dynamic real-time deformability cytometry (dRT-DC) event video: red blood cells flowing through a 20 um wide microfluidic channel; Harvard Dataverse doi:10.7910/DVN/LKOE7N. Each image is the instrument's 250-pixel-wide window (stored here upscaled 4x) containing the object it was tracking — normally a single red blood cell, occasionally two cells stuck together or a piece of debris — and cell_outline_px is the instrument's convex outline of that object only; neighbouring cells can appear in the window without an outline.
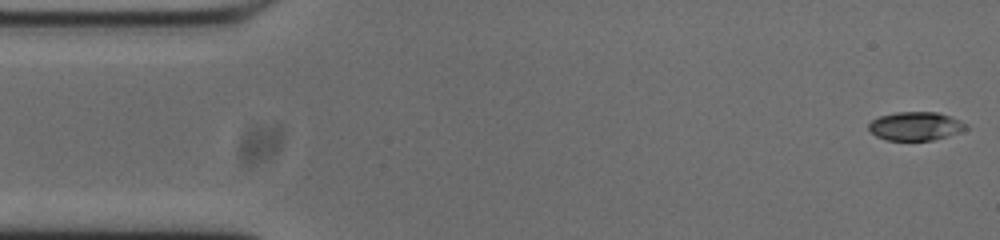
{"species": "common noctule bat (a hibernating species)", "species_latin": "Nyctalus noctula", "temperature_condition": "cold", "stored_images_in_passage": 53, "camera_frame_rate_fps": 3000, "um_per_image_px": 0.085, "animal": {"sex": "male", "body_mass_g": 20.0, "forearm_length_mm": 53.3}, "frame": {"image": 1, "passage_image": 1, "time_ms": 0.0, "image_size_px": [1000, 240], "cell_outline_px": [[968, 128], [960, 132], [932, 140], [888, 140], [876, 136], [868, 128], [868, 124], [872, 120], [880, 116], [896, 112], [936, 112], [952, 116], [968, 124]], "centroid_in_image_um": [77.84, 10.71], "position_along_channel_um": 7.2, "area_um2": 16.18}}
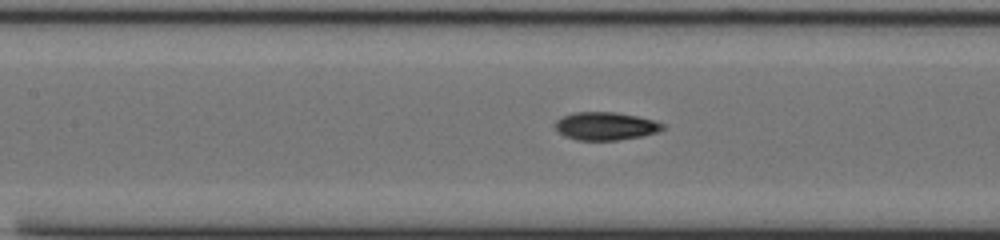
{"frame": {"image": 2, "passage_image": 22, "time_ms": 7.0, "image_size_px": [1000, 240], "cell_outline_px": [[664, 128], [660, 132], [640, 136], [616, 140], [576, 140], [564, 136], [556, 128], [556, 120], [560, 116], [572, 112], [616, 112], [636, 116], [652, 120], [664, 124]], "centroid_in_image_um": [51.45, 10.71], "position_along_channel_um": 155.9, "area_um2": 17.51}}
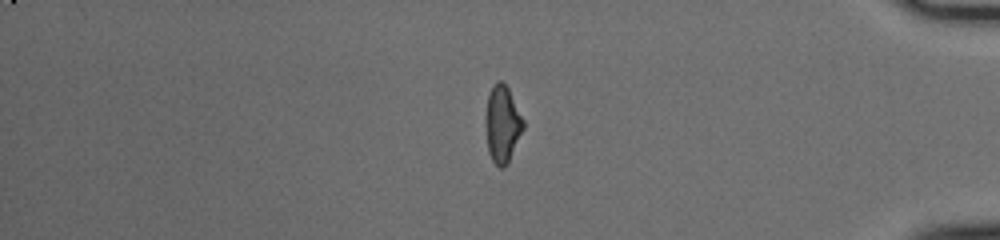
{"frame": {"image": 3, "passage_image": 44, "time_ms": 14.333, "image_size_px": [1000, 240], "cell_outline_px": [[524, 128], [508, 164], [504, 168], [500, 168], [492, 160], [488, 152], [484, 124], [484, 116], [488, 96], [492, 84], [496, 80], [500, 80], [508, 88], [524, 120]], "centroid_in_image_um": [42.68, 10.55], "position_along_channel_um": 392.5, "area_um2": 17.28}, "authors_computed_cell_mechanics": {"area_um2": 17.2822, "velocity_mm_per_s": 3.7463, "shape_relaxation_time_tau1_ms": 5.3789, "shape_relaxation_time_tau2_ms": 2.5433, "deformation_change_tau1": 0.1918, "deformation_change_tau2": 0.0832}}